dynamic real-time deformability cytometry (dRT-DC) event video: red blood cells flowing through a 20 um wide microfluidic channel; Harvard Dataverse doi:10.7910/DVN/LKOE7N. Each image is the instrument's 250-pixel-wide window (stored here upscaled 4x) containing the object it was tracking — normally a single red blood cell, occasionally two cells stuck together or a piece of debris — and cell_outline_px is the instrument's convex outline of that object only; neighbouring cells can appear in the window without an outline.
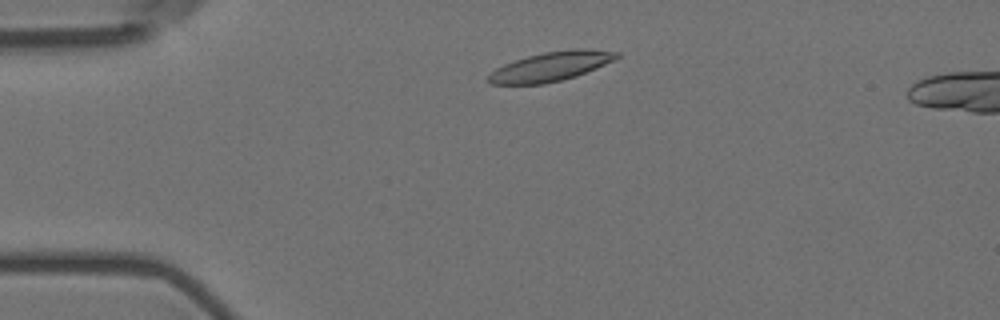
{"species": "Egyptian fruit bat (a non-hibernating species)", "species_latin": "Rousettus aegyptiacus", "temperature_condition": "room temperature", "stored_images_in_passage": 3, "camera_frame_rate_fps": 3000, "um_per_image_px": 0.085, "animal": {"sex": "female"}, "frame": {"image": 1, "passage_image": 1, "time_ms": 0.0, "image_size_px": [1000, 320], "cell_outline_px": [[620, 56], [616, 60], [576, 76], [544, 84], [488, 84], [488, 76], [496, 68], [504, 64], [528, 56], [544, 52], [576, 48], [588, 48], [620, 52]], "centroid_in_image_um": [46.87, 5.64], "position_along_channel_um": 38.1, "area_um2": 21.91}}